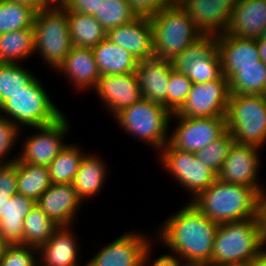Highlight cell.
<instances>
[{
  "label": "cell",
  "mask_w": 266,
  "mask_h": 266,
  "mask_svg": "<svg viewBox=\"0 0 266 266\" xmlns=\"http://www.w3.org/2000/svg\"><path fill=\"white\" fill-rule=\"evenodd\" d=\"M68 121L65 113V116L63 115L52 124L31 127L36 133L27 136L25 142H22L23 147L18 153L17 162L48 166L68 144L64 142L71 128L70 121Z\"/></svg>",
  "instance_id": "cell-11"
},
{
  "label": "cell",
  "mask_w": 266,
  "mask_h": 266,
  "mask_svg": "<svg viewBox=\"0 0 266 266\" xmlns=\"http://www.w3.org/2000/svg\"><path fill=\"white\" fill-rule=\"evenodd\" d=\"M256 266H266V250L260 252L258 257L254 260Z\"/></svg>",
  "instance_id": "cell-48"
},
{
  "label": "cell",
  "mask_w": 266,
  "mask_h": 266,
  "mask_svg": "<svg viewBox=\"0 0 266 266\" xmlns=\"http://www.w3.org/2000/svg\"><path fill=\"white\" fill-rule=\"evenodd\" d=\"M106 38L126 49L138 61L155 57L153 30L149 17L134 20L107 31Z\"/></svg>",
  "instance_id": "cell-18"
},
{
  "label": "cell",
  "mask_w": 266,
  "mask_h": 266,
  "mask_svg": "<svg viewBox=\"0 0 266 266\" xmlns=\"http://www.w3.org/2000/svg\"><path fill=\"white\" fill-rule=\"evenodd\" d=\"M83 202L71 183H52L36 201V205L60 227L73 225Z\"/></svg>",
  "instance_id": "cell-19"
},
{
  "label": "cell",
  "mask_w": 266,
  "mask_h": 266,
  "mask_svg": "<svg viewBox=\"0 0 266 266\" xmlns=\"http://www.w3.org/2000/svg\"><path fill=\"white\" fill-rule=\"evenodd\" d=\"M225 117L236 143L259 148L266 144L265 95L230 94Z\"/></svg>",
  "instance_id": "cell-7"
},
{
  "label": "cell",
  "mask_w": 266,
  "mask_h": 266,
  "mask_svg": "<svg viewBox=\"0 0 266 266\" xmlns=\"http://www.w3.org/2000/svg\"><path fill=\"white\" fill-rule=\"evenodd\" d=\"M256 40H266V27H265V29H264V31H263L261 37L256 38Z\"/></svg>",
  "instance_id": "cell-53"
},
{
  "label": "cell",
  "mask_w": 266,
  "mask_h": 266,
  "mask_svg": "<svg viewBox=\"0 0 266 266\" xmlns=\"http://www.w3.org/2000/svg\"><path fill=\"white\" fill-rule=\"evenodd\" d=\"M234 142L233 136L226 130L218 139L196 152L195 155L218 174Z\"/></svg>",
  "instance_id": "cell-37"
},
{
  "label": "cell",
  "mask_w": 266,
  "mask_h": 266,
  "mask_svg": "<svg viewBox=\"0 0 266 266\" xmlns=\"http://www.w3.org/2000/svg\"><path fill=\"white\" fill-rule=\"evenodd\" d=\"M51 184L48 166L17 162V194L36 202Z\"/></svg>",
  "instance_id": "cell-30"
},
{
  "label": "cell",
  "mask_w": 266,
  "mask_h": 266,
  "mask_svg": "<svg viewBox=\"0 0 266 266\" xmlns=\"http://www.w3.org/2000/svg\"><path fill=\"white\" fill-rule=\"evenodd\" d=\"M137 16L152 17L172 0H127Z\"/></svg>",
  "instance_id": "cell-42"
},
{
  "label": "cell",
  "mask_w": 266,
  "mask_h": 266,
  "mask_svg": "<svg viewBox=\"0 0 266 266\" xmlns=\"http://www.w3.org/2000/svg\"><path fill=\"white\" fill-rule=\"evenodd\" d=\"M68 0H53V6L63 7Z\"/></svg>",
  "instance_id": "cell-50"
},
{
  "label": "cell",
  "mask_w": 266,
  "mask_h": 266,
  "mask_svg": "<svg viewBox=\"0 0 266 266\" xmlns=\"http://www.w3.org/2000/svg\"><path fill=\"white\" fill-rule=\"evenodd\" d=\"M228 80L231 94L265 95L266 64L259 60L258 66L239 67Z\"/></svg>",
  "instance_id": "cell-31"
},
{
  "label": "cell",
  "mask_w": 266,
  "mask_h": 266,
  "mask_svg": "<svg viewBox=\"0 0 266 266\" xmlns=\"http://www.w3.org/2000/svg\"><path fill=\"white\" fill-rule=\"evenodd\" d=\"M8 244L3 240V238L0 236V260L4 254V251Z\"/></svg>",
  "instance_id": "cell-49"
},
{
  "label": "cell",
  "mask_w": 266,
  "mask_h": 266,
  "mask_svg": "<svg viewBox=\"0 0 266 266\" xmlns=\"http://www.w3.org/2000/svg\"><path fill=\"white\" fill-rule=\"evenodd\" d=\"M261 251L257 218L220 223L215 235L210 266L252 262Z\"/></svg>",
  "instance_id": "cell-4"
},
{
  "label": "cell",
  "mask_w": 266,
  "mask_h": 266,
  "mask_svg": "<svg viewBox=\"0 0 266 266\" xmlns=\"http://www.w3.org/2000/svg\"><path fill=\"white\" fill-rule=\"evenodd\" d=\"M37 11L30 6L0 0V34L33 28Z\"/></svg>",
  "instance_id": "cell-35"
},
{
  "label": "cell",
  "mask_w": 266,
  "mask_h": 266,
  "mask_svg": "<svg viewBox=\"0 0 266 266\" xmlns=\"http://www.w3.org/2000/svg\"><path fill=\"white\" fill-rule=\"evenodd\" d=\"M21 129L15 125L10 119L0 115V164H12L17 161L19 154L13 158L7 157L12 154L17 141L20 140Z\"/></svg>",
  "instance_id": "cell-39"
},
{
  "label": "cell",
  "mask_w": 266,
  "mask_h": 266,
  "mask_svg": "<svg viewBox=\"0 0 266 266\" xmlns=\"http://www.w3.org/2000/svg\"><path fill=\"white\" fill-rule=\"evenodd\" d=\"M158 226L157 237L172 255L185 263L210 266L217 223L206 217L191 202Z\"/></svg>",
  "instance_id": "cell-1"
},
{
  "label": "cell",
  "mask_w": 266,
  "mask_h": 266,
  "mask_svg": "<svg viewBox=\"0 0 266 266\" xmlns=\"http://www.w3.org/2000/svg\"><path fill=\"white\" fill-rule=\"evenodd\" d=\"M72 226L58 227L38 249L39 266H86L80 264V244Z\"/></svg>",
  "instance_id": "cell-22"
},
{
  "label": "cell",
  "mask_w": 266,
  "mask_h": 266,
  "mask_svg": "<svg viewBox=\"0 0 266 266\" xmlns=\"http://www.w3.org/2000/svg\"><path fill=\"white\" fill-rule=\"evenodd\" d=\"M32 7L37 12L50 7L46 0H8Z\"/></svg>",
  "instance_id": "cell-46"
},
{
  "label": "cell",
  "mask_w": 266,
  "mask_h": 266,
  "mask_svg": "<svg viewBox=\"0 0 266 266\" xmlns=\"http://www.w3.org/2000/svg\"><path fill=\"white\" fill-rule=\"evenodd\" d=\"M259 150L261 148L257 146L234 142L217 178L223 182L248 186L262 195L266 192V186L260 183L258 174L259 166H262Z\"/></svg>",
  "instance_id": "cell-14"
},
{
  "label": "cell",
  "mask_w": 266,
  "mask_h": 266,
  "mask_svg": "<svg viewBox=\"0 0 266 266\" xmlns=\"http://www.w3.org/2000/svg\"><path fill=\"white\" fill-rule=\"evenodd\" d=\"M256 218L258 221L261 247L263 250H266V192L260 195L258 200Z\"/></svg>",
  "instance_id": "cell-45"
},
{
  "label": "cell",
  "mask_w": 266,
  "mask_h": 266,
  "mask_svg": "<svg viewBox=\"0 0 266 266\" xmlns=\"http://www.w3.org/2000/svg\"><path fill=\"white\" fill-rule=\"evenodd\" d=\"M104 0H68L63 6L66 11L94 15Z\"/></svg>",
  "instance_id": "cell-44"
},
{
  "label": "cell",
  "mask_w": 266,
  "mask_h": 266,
  "mask_svg": "<svg viewBox=\"0 0 266 266\" xmlns=\"http://www.w3.org/2000/svg\"><path fill=\"white\" fill-rule=\"evenodd\" d=\"M152 241L156 240L142 231L123 233L94 253L86 266H142L145 251L154 243Z\"/></svg>",
  "instance_id": "cell-15"
},
{
  "label": "cell",
  "mask_w": 266,
  "mask_h": 266,
  "mask_svg": "<svg viewBox=\"0 0 266 266\" xmlns=\"http://www.w3.org/2000/svg\"><path fill=\"white\" fill-rule=\"evenodd\" d=\"M226 266H256V265H255V262L252 261V262H248V263L229 264V265H226Z\"/></svg>",
  "instance_id": "cell-51"
},
{
  "label": "cell",
  "mask_w": 266,
  "mask_h": 266,
  "mask_svg": "<svg viewBox=\"0 0 266 266\" xmlns=\"http://www.w3.org/2000/svg\"><path fill=\"white\" fill-rule=\"evenodd\" d=\"M172 67L171 60L157 57L140 60L135 70L142 98L167 108V90Z\"/></svg>",
  "instance_id": "cell-21"
},
{
  "label": "cell",
  "mask_w": 266,
  "mask_h": 266,
  "mask_svg": "<svg viewBox=\"0 0 266 266\" xmlns=\"http://www.w3.org/2000/svg\"><path fill=\"white\" fill-rule=\"evenodd\" d=\"M171 116L162 104L142 98L118 112L114 119L126 134L140 139L158 153L169 142Z\"/></svg>",
  "instance_id": "cell-5"
},
{
  "label": "cell",
  "mask_w": 266,
  "mask_h": 266,
  "mask_svg": "<svg viewBox=\"0 0 266 266\" xmlns=\"http://www.w3.org/2000/svg\"><path fill=\"white\" fill-rule=\"evenodd\" d=\"M94 91L112 117L142 99L135 72L123 75L104 74L98 79Z\"/></svg>",
  "instance_id": "cell-16"
},
{
  "label": "cell",
  "mask_w": 266,
  "mask_h": 266,
  "mask_svg": "<svg viewBox=\"0 0 266 266\" xmlns=\"http://www.w3.org/2000/svg\"><path fill=\"white\" fill-rule=\"evenodd\" d=\"M59 226L35 205L24 218L23 245L39 249Z\"/></svg>",
  "instance_id": "cell-33"
},
{
  "label": "cell",
  "mask_w": 266,
  "mask_h": 266,
  "mask_svg": "<svg viewBox=\"0 0 266 266\" xmlns=\"http://www.w3.org/2000/svg\"><path fill=\"white\" fill-rule=\"evenodd\" d=\"M55 72L64 74L69 84L80 92L94 90L101 76L92 48L75 46Z\"/></svg>",
  "instance_id": "cell-23"
},
{
  "label": "cell",
  "mask_w": 266,
  "mask_h": 266,
  "mask_svg": "<svg viewBox=\"0 0 266 266\" xmlns=\"http://www.w3.org/2000/svg\"><path fill=\"white\" fill-rule=\"evenodd\" d=\"M22 66L21 63H0V106L37 79L33 71Z\"/></svg>",
  "instance_id": "cell-34"
},
{
  "label": "cell",
  "mask_w": 266,
  "mask_h": 266,
  "mask_svg": "<svg viewBox=\"0 0 266 266\" xmlns=\"http://www.w3.org/2000/svg\"><path fill=\"white\" fill-rule=\"evenodd\" d=\"M46 91L37 78L30 86L6 100L0 106V115L10 119L21 130L24 126L25 129L56 122L65 114L53 103Z\"/></svg>",
  "instance_id": "cell-6"
},
{
  "label": "cell",
  "mask_w": 266,
  "mask_h": 266,
  "mask_svg": "<svg viewBox=\"0 0 266 266\" xmlns=\"http://www.w3.org/2000/svg\"><path fill=\"white\" fill-rule=\"evenodd\" d=\"M266 27V0H242L234 3L225 33L244 38L261 37Z\"/></svg>",
  "instance_id": "cell-24"
},
{
  "label": "cell",
  "mask_w": 266,
  "mask_h": 266,
  "mask_svg": "<svg viewBox=\"0 0 266 266\" xmlns=\"http://www.w3.org/2000/svg\"><path fill=\"white\" fill-rule=\"evenodd\" d=\"M230 94L229 80L224 75L218 80L193 84L176 114L188 118L225 117Z\"/></svg>",
  "instance_id": "cell-13"
},
{
  "label": "cell",
  "mask_w": 266,
  "mask_h": 266,
  "mask_svg": "<svg viewBox=\"0 0 266 266\" xmlns=\"http://www.w3.org/2000/svg\"><path fill=\"white\" fill-rule=\"evenodd\" d=\"M260 60L266 64V40H256Z\"/></svg>",
  "instance_id": "cell-47"
},
{
  "label": "cell",
  "mask_w": 266,
  "mask_h": 266,
  "mask_svg": "<svg viewBox=\"0 0 266 266\" xmlns=\"http://www.w3.org/2000/svg\"><path fill=\"white\" fill-rule=\"evenodd\" d=\"M106 163L98 154L93 153H86L82 159L71 183L82 201L85 202L86 199L96 196L103 190L108 175Z\"/></svg>",
  "instance_id": "cell-26"
},
{
  "label": "cell",
  "mask_w": 266,
  "mask_h": 266,
  "mask_svg": "<svg viewBox=\"0 0 266 266\" xmlns=\"http://www.w3.org/2000/svg\"><path fill=\"white\" fill-rule=\"evenodd\" d=\"M173 118L178 124L170 131L169 143L182 151L196 153L227 130L226 117L188 118L172 113Z\"/></svg>",
  "instance_id": "cell-12"
},
{
  "label": "cell",
  "mask_w": 266,
  "mask_h": 266,
  "mask_svg": "<svg viewBox=\"0 0 266 266\" xmlns=\"http://www.w3.org/2000/svg\"><path fill=\"white\" fill-rule=\"evenodd\" d=\"M223 75L228 79L239 67L258 66L259 51L256 39L223 33L216 36Z\"/></svg>",
  "instance_id": "cell-20"
},
{
  "label": "cell",
  "mask_w": 266,
  "mask_h": 266,
  "mask_svg": "<svg viewBox=\"0 0 266 266\" xmlns=\"http://www.w3.org/2000/svg\"><path fill=\"white\" fill-rule=\"evenodd\" d=\"M85 151L77 144H67L48 165L50 180L54 184L72 183Z\"/></svg>",
  "instance_id": "cell-32"
},
{
  "label": "cell",
  "mask_w": 266,
  "mask_h": 266,
  "mask_svg": "<svg viewBox=\"0 0 266 266\" xmlns=\"http://www.w3.org/2000/svg\"><path fill=\"white\" fill-rule=\"evenodd\" d=\"M92 50L101 75H123L135 72L139 62L126 49L112 43L107 38Z\"/></svg>",
  "instance_id": "cell-27"
},
{
  "label": "cell",
  "mask_w": 266,
  "mask_h": 266,
  "mask_svg": "<svg viewBox=\"0 0 266 266\" xmlns=\"http://www.w3.org/2000/svg\"><path fill=\"white\" fill-rule=\"evenodd\" d=\"M181 266H207L203 264H194V263H183Z\"/></svg>",
  "instance_id": "cell-52"
},
{
  "label": "cell",
  "mask_w": 266,
  "mask_h": 266,
  "mask_svg": "<svg viewBox=\"0 0 266 266\" xmlns=\"http://www.w3.org/2000/svg\"><path fill=\"white\" fill-rule=\"evenodd\" d=\"M37 255V248L27 245H8L0 264L1 266H39Z\"/></svg>",
  "instance_id": "cell-40"
},
{
  "label": "cell",
  "mask_w": 266,
  "mask_h": 266,
  "mask_svg": "<svg viewBox=\"0 0 266 266\" xmlns=\"http://www.w3.org/2000/svg\"><path fill=\"white\" fill-rule=\"evenodd\" d=\"M203 35H221L231 19L233 0H180L178 2Z\"/></svg>",
  "instance_id": "cell-17"
},
{
  "label": "cell",
  "mask_w": 266,
  "mask_h": 266,
  "mask_svg": "<svg viewBox=\"0 0 266 266\" xmlns=\"http://www.w3.org/2000/svg\"><path fill=\"white\" fill-rule=\"evenodd\" d=\"M46 2L49 6H53V0H46Z\"/></svg>",
  "instance_id": "cell-54"
},
{
  "label": "cell",
  "mask_w": 266,
  "mask_h": 266,
  "mask_svg": "<svg viewBox=\"0 0 266 266\" xmlns=\"http://www.w3.org/2000/svg\"><path fill=\"white\" fill-rule=\"evenodd\" d=\"M168 84L167 109L176 113L185 103L193 83L186 75L172 69Z\"/></svg>",
  "instance_id": "cell-38"
},
{
  "label": "cell",
  "mask_w": 266,
  "mask_h": 266,
  "mask_svg": "<svg viewBox=\"0 0 266 266\" xmlns=\"http://www.w3.org/2000/svg\"><path fill=\"white\" fill-rule=\"evenodd\" d=\"M35 54L55 71L73 48L67 11L50 6L38 11L34 19Z\"/></svg>",
  "instance_id": "cell-8"
},
{
  "label": "cell",
  "mask_w": 266,
  "mask_h": 266,
  "mask_svg": "<svg viewBox=\"0 0 266 266\" xmlns=\"http://www.w3.org/2000/svg\"><path fill=\"white\" fill-rule=\"evenodd\" d=\"M153 30L154 55L172 60L203 34L188 12L172 0L150 17Z\"/></svg>",
  "instance_id": "cell-3"
},
{
  "label": "cell",
  "mask_w": 266,
  "mask_h": 266,
  "mask_svg": "<svg viewBox=\"0 0 266 266\" xmlns=\"http://www.w3.org/2000/svg\"><path fill=\"white\" fill-rule=\"evenodd\" d=\"M67 20L75 47L93 48L106 38L107 31L92 15L67 11Z\"/></svg>",
  "instance_id": "cell-28"
},
{
  "label": "cell",
  "mask_w": 266,
  "mask_h": 266,
  "mask_svg": "<svg viewBox=\"0 0 266 266\" xmlns=\"http://www.w3.org/2000/svg\"><path fill=\"white\" fill-rule=\"evenodd\" d=\"M259 198L253 188L217 178L191 203L210 220L220 224L256 218Z\"/></svg>",
  "instance_id": "cell-2"
},
{
  "label": "cell",
  "mask_w": 266,
  "mask_h": 266,
  "mask_svg": "<svg viewBox=\"0 0 266 266\" xmlns=\"http://www.w3.org/2000/svg\"><path fill=\"white\" fill-rule=\"evenodd\" d=\"M35 205L33 199L20 194L0 205V236L8 245H23L24 218Z\"/></svg>",
  "instance_id": "cell-25"
},
{
  "label": "cell",
  "mask_w": 266,
  "mask_h": 266,
  "mask_svg": "<svg viewBox=\"0 0 266 266\" xmlns=\"http://www.w3.org/2000/svg\"><path fill=\"white\" fill-rule=\"evenodd\" d=\"M152 249L153 248L150 245L149 248L145 251L142 266H181L184 263L178 256L172 255L171 253H165L157 256L155 259H152Z\"/></svg>",
  "instance_id": "cell-43"
},
{
  "label": "cell",
  "mask_w": 266,
  "mask_h": 266,
  "mask_svg": "<svg viewBox=\"0 0 266 266\" xmlns=\"http://www.w3.org/2000/svg\"><path fill=\"white\" fill-rule=\"evenodd\" d=\"M34 52V28L0 34V63L20 64Z\"/></svg>",
  "instance_id": "cell-29"
},
{
  "label": "cell",
  "mask_w": 266,
  "mask_h": 266,
  "mask_svg": "<svg viewBox=\"0 0 266 266\" xmlns=\"http://www.w3.org/2000/svg\"><path fill=\"white\" fill-rule=\"evenodd\" d=\"M171 62L173 69L193 84L218 80L223 75L215 35H202Z\"/></svg>",
  "instance_id": "cell-10"
},
{
  "label": "cell",
  "mask_w": 266,
  "mask_h": 266,
  "mask_svg": "<svg viewBox=\"0 0 266 266\" xmlns=\"http://www.w3.org/2000/svg\"><path fill=\"white\" fill-rule=\"evenodd\" d=\"M17 194V161L0 164V205Z\"/></svg>",
  "instance_id": "cell-41"
},
{
  "label": "cell",
  "mask_w": 266,
  "mask_h": 266,
  "mask_svg": "<svg viewBox=\"0 0 266 266\" xmlns=\"http://www.w3.org/2000/svg\"><path fill=\"white\" fill-rule=\"evenodd\" d=\"M157 154L160 156L159 164L189 192V202L217 179V173L199 160L195 153L175 149L169 142Z\"/></svg>",
  "instance_id": "cell-9"
},
{
  "label": "cell",
  "mask_w": 266,
  "mask_h": 266,
  "mask_svg": "<svg viewBox=\"0 0 266 266\" xmlns=\"http://www.w3.org/2000/svg\"><path fill=\"white\" fill-rule=\"evenodd\" d=\"M93 16L106 31L126 24L138 17L127 0H104Z\"/></svg>",
  "instance_id": "cell-36"
}]
</instances>
